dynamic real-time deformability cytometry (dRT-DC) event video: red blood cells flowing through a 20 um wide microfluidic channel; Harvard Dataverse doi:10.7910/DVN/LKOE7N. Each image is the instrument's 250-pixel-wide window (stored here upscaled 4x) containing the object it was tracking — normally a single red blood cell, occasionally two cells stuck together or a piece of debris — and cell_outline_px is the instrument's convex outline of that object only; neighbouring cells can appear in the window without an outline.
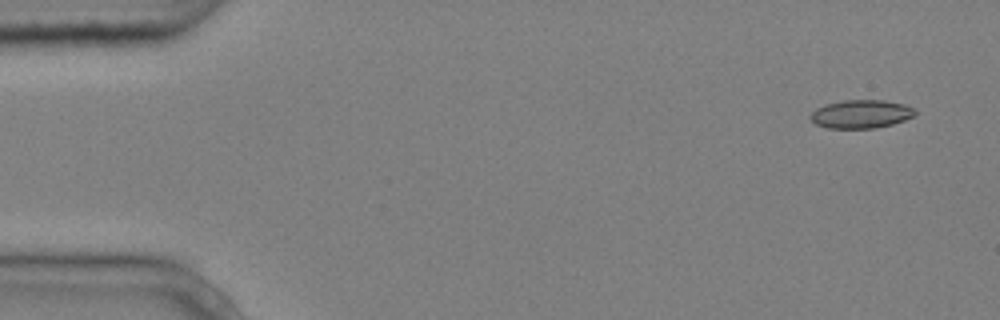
{"species": "common noctule bat (a hibernating species)", "species_latin": "Nyctalus noctula", "temperature_condition": "cold", "stored_images_in_passage": 5, "camera_frame_rate_fps": 3000, "um_per_image_px": 0.085, "animal": {"sex": "male", "body_mass_g": 20.4}, "frame": {"image": 1, "passage_image": 1, "time_ms": 0.0, "image_size_px": [1000, 320], "cell_outline_px": [[916, 112], [912, 116], [904, 120], [892, 124], [876, 128], [828, 128], [816, 124], [808, 116], [816, 108], [828, 104], [844, 100], [884, 100], [904, 104], [912, 108]], "centroid_in_image_um": [73.17, 9.69], "position_along_channel_um": 11.8, "area_um2": 17.11}}